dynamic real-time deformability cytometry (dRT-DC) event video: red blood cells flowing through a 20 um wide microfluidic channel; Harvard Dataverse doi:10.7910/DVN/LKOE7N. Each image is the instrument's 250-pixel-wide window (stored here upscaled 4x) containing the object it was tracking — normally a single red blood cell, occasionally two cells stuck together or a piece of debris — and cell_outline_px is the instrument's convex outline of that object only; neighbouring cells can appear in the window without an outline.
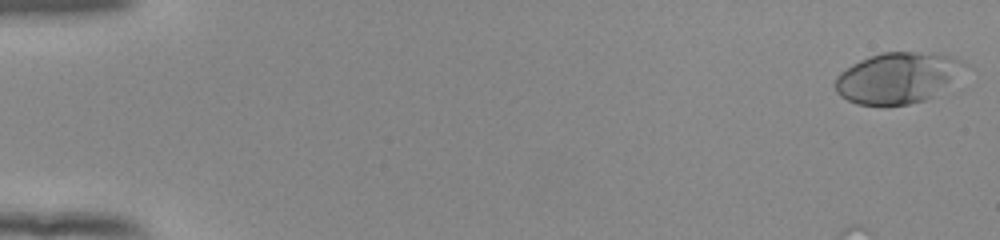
{"species": "human", "species_latin": "Homo sapiens", "temperature_condition": "room temperature", "stored_images_in_passage": 13, "camera_frame_rate_fps": 3000, "um_per_image_px": 0.085, "donor": {"sex": "female"}, "frame": {"image": 1, "passage_image": 1, "time_ms": 0.0, "image_size_px": [1000, 240], "cell_outline_px": [[968, 64], [932, 96], [924, 100], [908, 104], [884, 108], [856, 104], [840, 96], [836, 92], [836, 76], [840, 72], [852, 64], [860, 60], [884, 52], [916, 52], [952, 56]], "centroid_in_image_um": [76.19, 6.65], "position_along_channel_um": 8.8, "area_um2": 38.03}}